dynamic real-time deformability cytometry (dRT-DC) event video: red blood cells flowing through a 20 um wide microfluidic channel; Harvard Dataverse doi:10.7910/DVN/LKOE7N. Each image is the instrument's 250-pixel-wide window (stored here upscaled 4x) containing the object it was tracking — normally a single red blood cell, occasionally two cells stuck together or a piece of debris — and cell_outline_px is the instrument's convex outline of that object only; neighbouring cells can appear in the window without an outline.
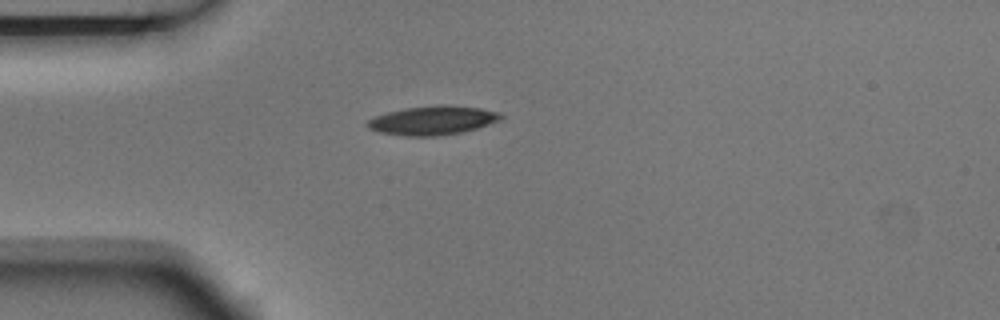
{"species": "Egyptian fruit bat (a non-hibernating species)", "species_latin": "Rousettus aegyptiacus", "temperature_condition": "room temperature", "stored_images_in_passage": 5, "camera_frame_rate_fps": 3000, "um_per_image_px": 0.085, "animal": {"sex": "male"}, "frame": {"image": 1, "passage_image": 5, "time_ms": 1.333, "image_size_px": [1000, 320], "cell_outline_px": [[504, 116], [500, 120], [464, 132], [436, 136], [404, 136], [380, 132], [368, 128], [364, 124], [368, 120], [376, 116], [388, 112], [404, 108], [480, 108], [500, 112]], "centroid_in_image_um": [36.73, 10.29], "position_along_channel_um": 48.3, "area_um2": 21.44}}